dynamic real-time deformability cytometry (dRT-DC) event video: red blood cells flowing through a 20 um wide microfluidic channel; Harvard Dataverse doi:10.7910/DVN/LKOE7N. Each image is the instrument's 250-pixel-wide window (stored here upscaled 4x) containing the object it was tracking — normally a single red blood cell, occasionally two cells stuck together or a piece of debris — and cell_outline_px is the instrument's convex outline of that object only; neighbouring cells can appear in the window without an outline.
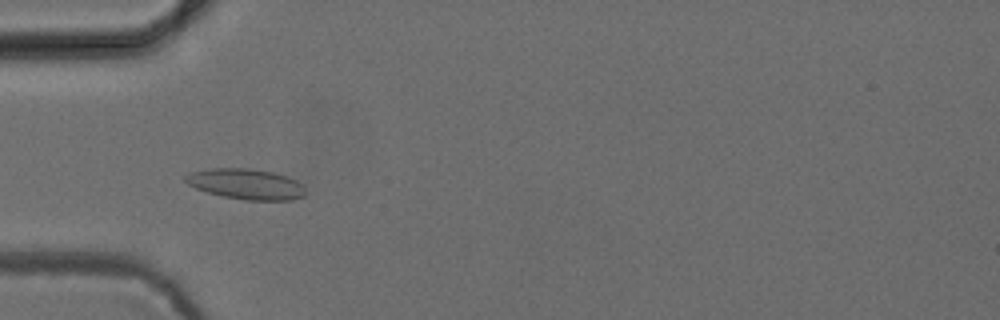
{"species": "common noctule bat (a hibernating species)", "species_latin": "Nyctalus noctula", "temperature_condition": "cold", "stored_images_in_passage": 39, "camera_frame_rate_fps": 3000, "um_per_image_px": 0.085, "animal": {"sex": "female", "body_mass_g": 24.6, "forearm_length_mm": 56.2}, "frame": {"image": 1, "passage_image": 3, "time_ms": 0.667, "image_size_px": [1000, 320], "cell_outline_px": [[304, 196], [292, 200], [244, 200], [224, 196], [208, 192], [196, 188], [188, 184], [184, 180], [184, 176], [192, 172], [212, 168], [248, 168], [272, 172], [288, 176], [296, 180], [304, 188]], "centroid_in_image_um": [20.91, 15.64], "position_along_channel_um": 64.1, "area_um2": 21.21}}
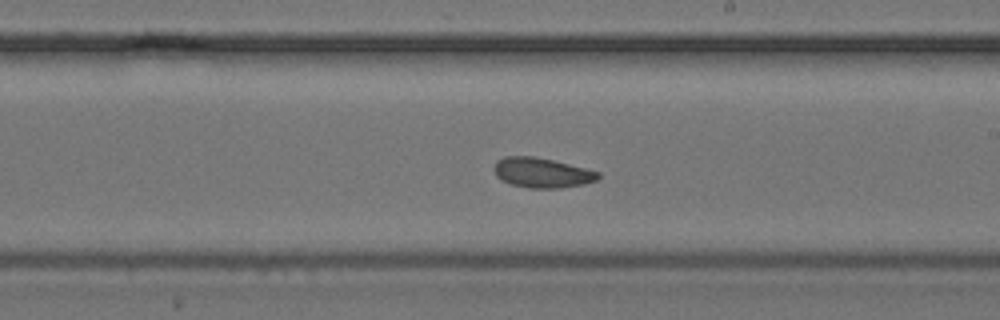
{"frame": {"image": 2, "passage_image": 17, "time_ms": 5.333, "image_size_px": [1000, 320], "cell_outline_px": [[600, 176], [596, 180], [584, 184], [560, 188], [528, 188], [512, 184], [500, 180], [496, 176], [492, 168], [496, 160], [504, 156], [532, 156], [552, 160], [600, 172]], "centroid_in_image_um": [46.01, 14.68], "position_along_channel_um": 243.0, "area_um2": 18.21}}
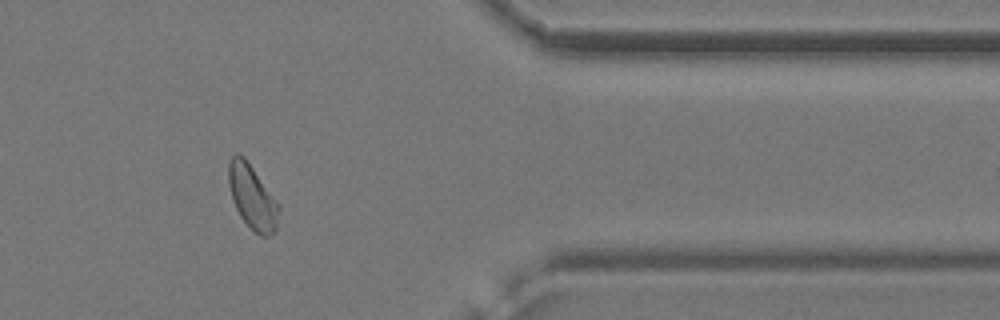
{"frame": {"image": 3, "passage_image": 30, "time_ms": 9.667, "image_size_px": [1000, 320], "cell_outline_px": [[280, 208], [276, 232], [268, 236], [260, 236], [240, 216], [232, 200], [228, 184], [228, 160], [236, 152], [244, 156], [280, 204]], "centroid_in_image_um": [21.45, 16.72], "position_along_channel_um": 390.0, "area_um2": 19.02}, "authors_computed_cell_mechanics": {"area_um2": 18.4382, "velocity_mm_per_s": 3.8741, "shape_relaxation_time_tau1_ms": null, "shape_relaxation_time_tau2_ms": 2.7559, "deformation_change_tau1": null, "deformation_change_tau2": 0.0725}}